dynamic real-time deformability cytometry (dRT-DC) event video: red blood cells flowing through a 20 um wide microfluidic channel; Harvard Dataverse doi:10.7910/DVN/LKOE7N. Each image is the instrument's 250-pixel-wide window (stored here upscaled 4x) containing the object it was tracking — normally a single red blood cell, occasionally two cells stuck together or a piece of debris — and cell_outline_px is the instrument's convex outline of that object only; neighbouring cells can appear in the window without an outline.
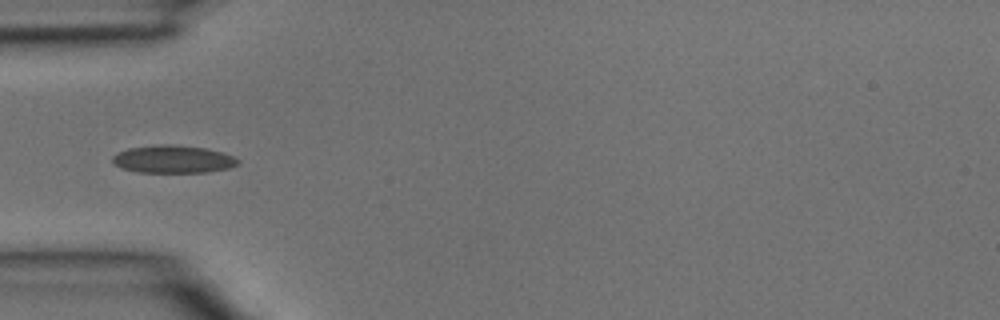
{"species": "common noctule bat (a hibernating species)", "species_latin": "Nyctalus noctula", "temperature_condition": "room temperature", "stored_images_in_passage": 6, "camera_frame_rate_fps": 3000, "um_per_image_px": 0.085, "animal": {"sex": "male", "body_mass_g": 15.6}, "frame": {"image": 1, "passage_image": 5, "time_ms": 1.333, "image_size_px": [1000, 320], "cell_outline_px": [[240, 164], [228, 168], [204, 172], [136, 172], [120, 168], [112, 160], [112, 156], [116, 152], [128, 148], [160, 144], [176, 144], [204, 148], [220, 152], [232, 156], [240, 160]], "centroid_in_image_um": [14.68, 13.53], "position_along_channel_um": 70.3, "area_um2": 20.29}}
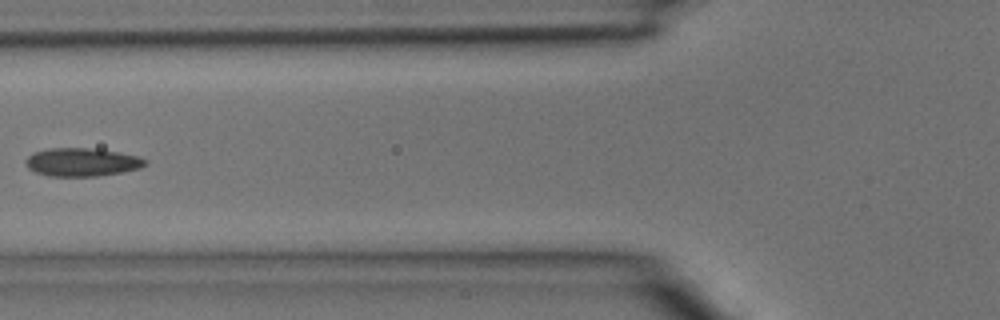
{"frame": {"image": 2, "passage_image": 6, "time_ms": 1.667, "image_size_px": [1000, 320], "cell_outline_px": [[148, 164], [140, 168], [120, 172], [96, 176], [48, 176], [36, 172], [28, 168], [24, 160], [32, 152], [48, 148], [96, 148], [140, 156], [148, 160]], "centroid_in_image_um": [6.97, 13.77], "position_along_channel_um": 118.8, "area_um2": 19.88}}